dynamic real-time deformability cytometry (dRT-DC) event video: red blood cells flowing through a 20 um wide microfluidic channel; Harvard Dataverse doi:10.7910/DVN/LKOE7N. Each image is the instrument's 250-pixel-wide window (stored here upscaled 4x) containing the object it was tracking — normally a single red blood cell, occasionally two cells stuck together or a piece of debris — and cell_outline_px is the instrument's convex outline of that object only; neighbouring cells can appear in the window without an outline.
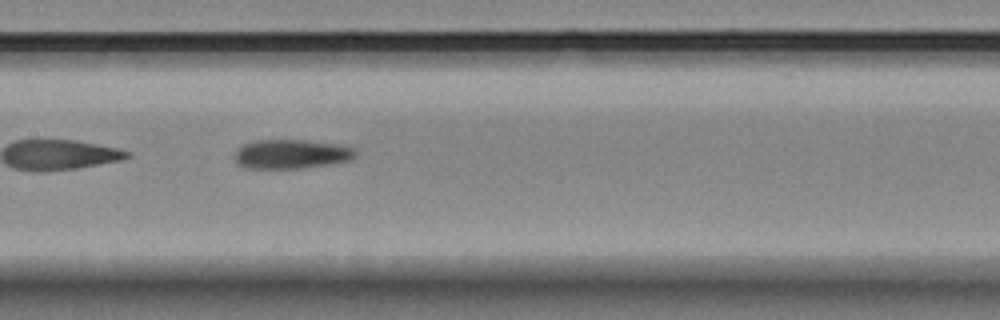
{"species": "Egyptian fruit bat (a non-hibernating species)", "species_latin": "Rousettus aegyptiacus", "temperature_condition": "room temperature", "stored_images_in_passage": 35, "camera_frame_rate_fps": 3000, "um_per_image_px": 0.085, "animal": {"sex": "female"}, "frame": {"image": 1, "passage_image": 12, "time_ms": 3.667, "image_size_px": [1000, 320], "cell_outline_px": [[356, 156], [348, 160], [328, 164], [304, 168], [244, 168], [236, 164], [232, 156], [244, 144], [256, 140], [304, 140], [352, 144], [356, 148]], "centroid_in_image_um": [24.81, 13.08], "position_along_channel_um": 182.6, "area_um2": 21.04}}
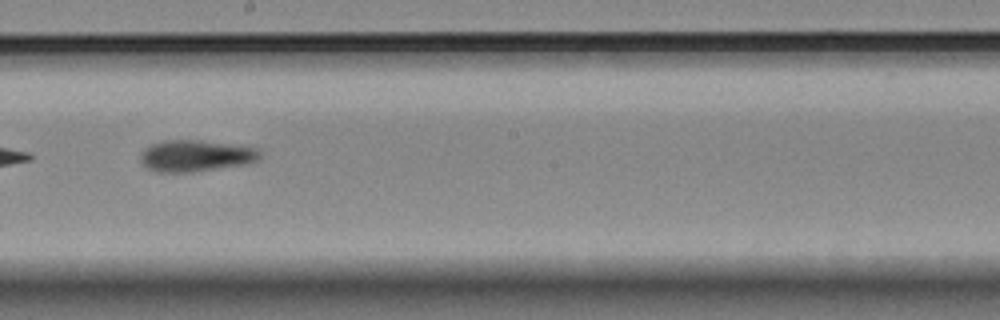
{"frame": {"image": 2, "passage_image": 16, "time_ms": 5.0, "image_size_px": [1000, 320], "cell_outline_px": [[260, 160], [244, 164], [192, 172], [156, 172], [148, 168], [140, 160], [140, 156], [144, 148], [160, 140], [200, 140], [244, 144], [260, 148]], "centroid_in_image_um": [16.69, 13.21], "position_along_channel_um": 231.5, "area_um2": 22.37}}